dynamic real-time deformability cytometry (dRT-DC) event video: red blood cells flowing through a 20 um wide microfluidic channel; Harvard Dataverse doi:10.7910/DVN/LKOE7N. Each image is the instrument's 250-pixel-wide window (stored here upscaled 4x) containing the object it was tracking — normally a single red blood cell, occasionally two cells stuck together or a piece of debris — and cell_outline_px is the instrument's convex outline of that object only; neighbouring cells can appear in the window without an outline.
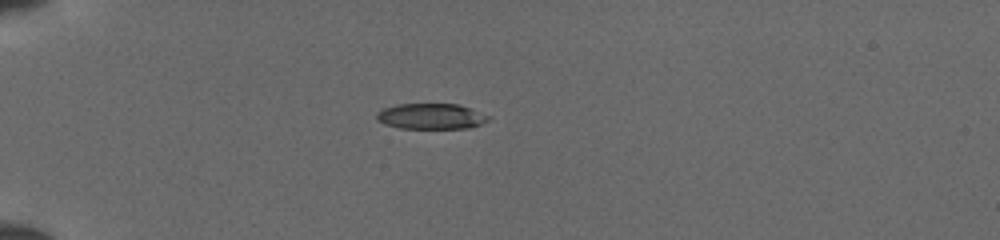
{"species": "common noctule bat (a hibernating species)", "species_latin": "Nyctalus noctula", "temperature_condition": "cold", "stored_images_in_passage": 36, "camera_frame_rate_fps": 3000, "um_per_image_px": 0.085, "animal": {"sex": "female", "body_mass_g": 19.5, "forearm_length_mm": 54.1}, "frame": {"image": 1, "passage_image": 1, "time_ms": 0.0, "image_size_px": [1000, 240], "cell_outline_px": [[492, 116], [488, 120], [480, 124], [468, 128], [400, 128], [384, 124], [376, 120], [376, 112], [384, 108], [396, 104], [456, 104]], "centroid_in_image_um": [36.6, 9.89], "position_along_channel_um": 48.4, "area_um2": 16.65}}
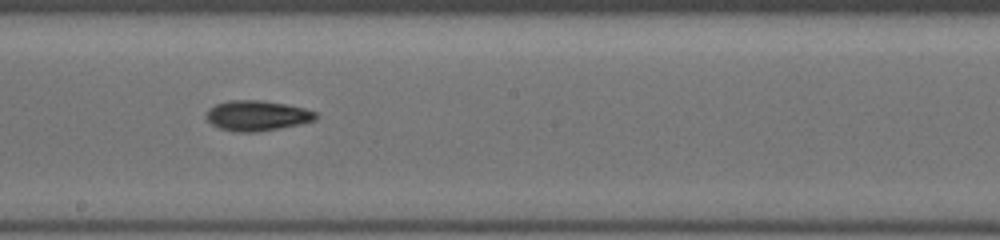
{"frame": {"image": 2, "passage_image": 16, "time_ms": 5.0, "image_size_px": [1000, 240], "cell_outline_px": [[320, 116], [316, 120], [300, 124], [280, 128], [256, 132], [240, 132], [220, 128], [212, 124], [204, 116], [208, 108], [216, 104], [228, 100], [260, 100], [284, 104], [304, 108], [316, 112]], "centroid_in_image_um": [21.85, 9.82], "position_along_channel_um": 226.3, "area_um2": 19.36}}
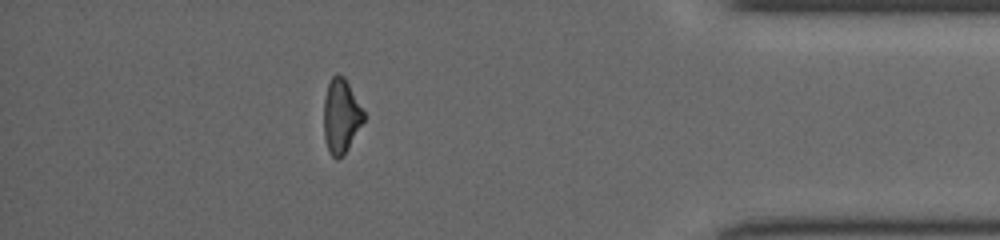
{"frame": {"image": 3, "passage_image": 31, "time_ms": 10.0, "image_size_px": [1000, 240], "cell_outline_px": [[364, 120], [348, 148], [336, 160], [328, 152], [324, 140], [324, 100], [328, 84], [332, 76], [336, 72], [344, 76], [364, 112]], "centroid_in_image_um": [28.96, 9.85], "position_along_channel_um": 406.2, "area_um2": 17.11}}